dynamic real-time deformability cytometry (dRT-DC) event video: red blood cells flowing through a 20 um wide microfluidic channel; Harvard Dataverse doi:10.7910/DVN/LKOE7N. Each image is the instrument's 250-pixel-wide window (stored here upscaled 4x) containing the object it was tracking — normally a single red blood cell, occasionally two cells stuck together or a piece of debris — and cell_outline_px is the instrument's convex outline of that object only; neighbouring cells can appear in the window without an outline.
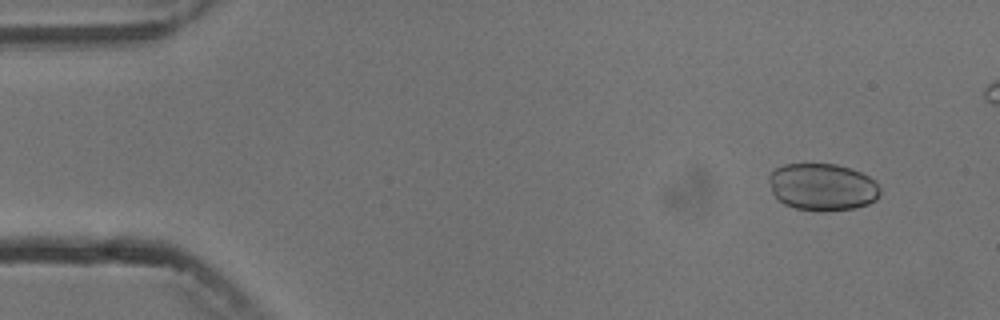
{"species": "common noctule bat (a hibernating species)", "species_latin": "Nyctalus noctula", "temperature_condition": "cold", "stored_images_in_passage": 6, "camera_frame_rate_fps": 3000, "um_per_image_px": 0.085, "animal": {"sex": "male", "body_mass_g": 13.3}, "frame": {"image": 1, "passage_image": 2, "time_ms": 1.333, "image_size_px": [1000, 320], "cell_outline_px": [[880, 196], [876, 200], [868, 204], [856, 208], [796, 208], [784, 204], [772, 192], [768, 180], [768, 176], [772, 168], [784, 164], [836, 164], [860, 172], [868, 176], [880, 188]], "centroid_in_image_um": [69.87, 15.84], "position_along_channel_um": 15.1, "area_um2": 29.88}}